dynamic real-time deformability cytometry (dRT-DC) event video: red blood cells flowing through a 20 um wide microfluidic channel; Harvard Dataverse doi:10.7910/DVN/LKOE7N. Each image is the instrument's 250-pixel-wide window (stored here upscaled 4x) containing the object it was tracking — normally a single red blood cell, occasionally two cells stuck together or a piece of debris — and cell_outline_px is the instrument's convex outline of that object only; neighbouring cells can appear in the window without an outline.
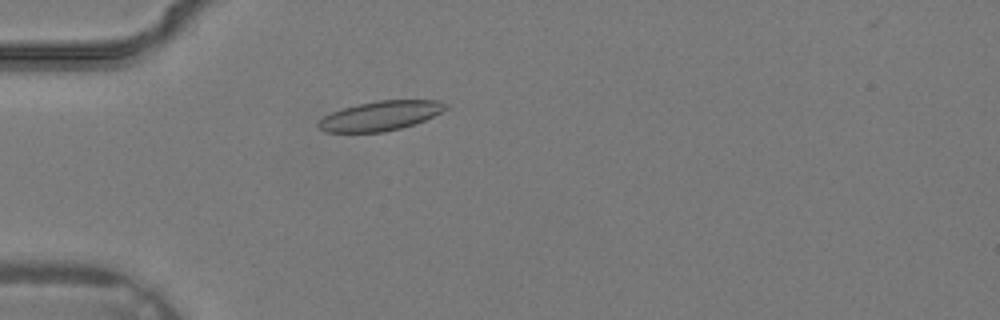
{"species": "common noctule bat (a hibernating species)", "species_latin": "Nyctalus noctula", "temperature_condition": "warm", "stored_images_in_passage": 36, "camera_frame_rate_fps": 3000, "um_per_image_px": 0.085, "animal": {"sex": "male", "body_mass_g": 19.2, "forearm_length_mm": 51.8}, "frame": {"image": 1, "passage_image": 10, "time_ms": 3.0, "image_size_px": [1000, 320], "cell_outline_px": [[448, 108], [424, 120], [400, 128], [384, 132], [324, 132], [316, 124], [324, 116], [332, 112], [344, 108], [376, 100], [440, 100], [448, 104]], "centroid_in_image_um": [32.34, 9.84], "position_along_channel_um": 52.7, "area_um2": 21.68}}
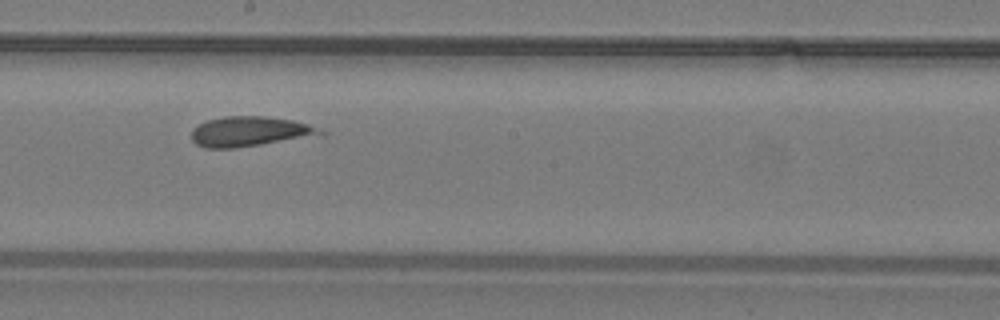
{"frame": {"image": 2, "passage_image": 20, "time_ms": 6.333, "image_size_px": [1000, 320], "cell_outline_px": [[328, 132], [324, 136], [232, 148], [204, 148], [196, 144], [192, 140], [192, 128], [208, 120], [224, 116], [264, 116], [292, 120], [308, 124]], "centroid_in_image_um": [21.3, 11.18], "position_along_channel_um": 226.9, "area_um2": 22.77}}
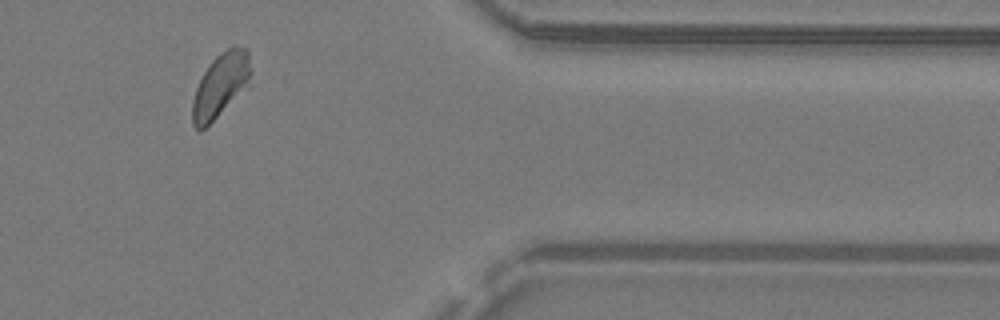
{"frame": {"image": 3, "passage_image": 30, "time_ms": 9.667, "image_size_px": [1000, 320], "cell_outline_px": [[252, 72], [248, 88], [200, 132], [192, 124], [192, 100], [196, 88], [204, 72], [212, 60], [220, 52], [232, 44], [248, 48]], "centroid_in_image_um": [18.79, 7.21], "position_along_channel_um": 392.6, "area_um2": 22.25}}